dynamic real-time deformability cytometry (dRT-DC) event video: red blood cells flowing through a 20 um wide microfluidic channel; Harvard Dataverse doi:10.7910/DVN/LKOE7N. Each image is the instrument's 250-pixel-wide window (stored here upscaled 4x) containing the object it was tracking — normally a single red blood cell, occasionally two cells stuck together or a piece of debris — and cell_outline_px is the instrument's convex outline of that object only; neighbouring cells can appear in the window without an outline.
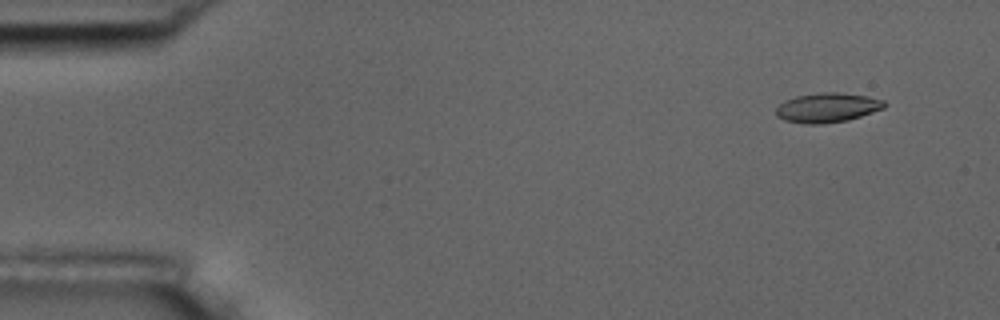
{"species": "common noctule bat (a hibernating species)", "species_latin": "Nyctalus noctula", "temperature_condition": "room temperature", "stored_images_in_passage": 55, "camera_frame_rate_fps": 3000, "um_per_image_px": 0.085, "animal": {"sex": "male", "body_mass_g": 17.5, "forearm_length_mm": 52.3}, "frame": {"image": 1, "passage_image": 5, "time_ms": 1.333, "image_size_px": [1000, 320], "cell_outline_px": [[888, 104], [884, 108], [848, 120], [820, 124], [804, 124], [784, 120], [776, 116], [776, 108], [784, 100], [796, 96], [820, 92], [836, 92], [868, 96], [884, 100]], "centroid_in_image_um": [70.32, 9.14], "position_along_channel_um": 14.7, "area_um2": 18.73}}
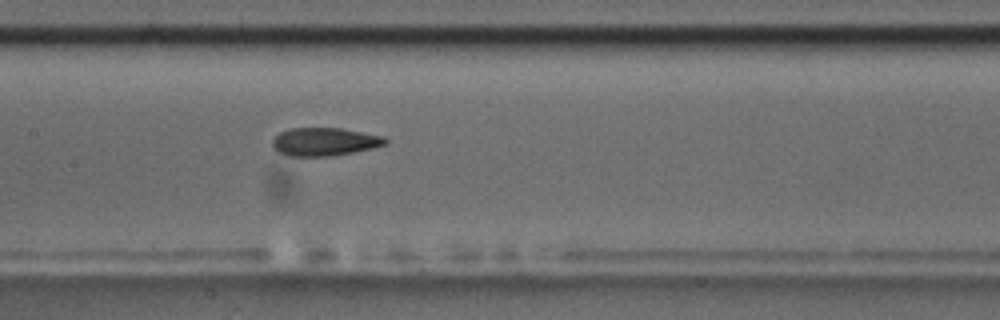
{"frame": {"image": 2, "passage_image": 27, "time_ms": 8.667, "image_size_px": [1000, 320], "cell_outline_px": [[388, 144], [372, 148], [352, 152], [328, 156], [292, 156], [280, 152], [272, 144], [272, 140], [280, 132], [288, 128], [340, 128], [384, 136], [388, 140]], "centroid_in_image_um": [27.61, 12.03], "position_along_channel_um": 179.8, "area_um2": 18.32}}
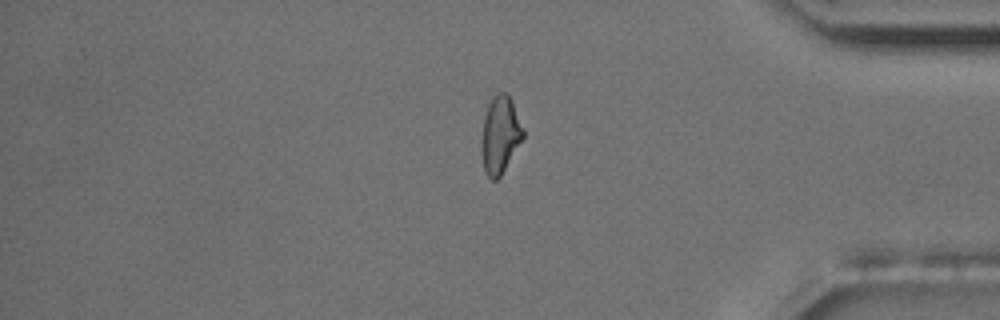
{"frame": {"image": 3, "passage_image": 46, "time_ms": 15.0, "image_size_px": [1000, 320], "cell_outline_px": [[524, 136], [500, 176], [496, 180], [492, 180], [488, 176], [484, 168], [480, 152], [480, 140], [484, 116], [488, 104], [492, 96], [496, 92], [508, 92], [512, 100], [524, 128]], "centroid_in_image_um": [42.49, 11.41], "position_along_channel_um": 392.7, "area_um2": 19.02}, "authors_computed_cell_mechanics": {"area_um2": 18.9006, "velocity_mm_per_s": 3.7468, "shape_relaxation_time_tau1_ms": null, "shape_relaxation_time_tau2_ms": 2.7723, "deformation_change_tau1": null, "deformation_change_tau2": 0.0974}}